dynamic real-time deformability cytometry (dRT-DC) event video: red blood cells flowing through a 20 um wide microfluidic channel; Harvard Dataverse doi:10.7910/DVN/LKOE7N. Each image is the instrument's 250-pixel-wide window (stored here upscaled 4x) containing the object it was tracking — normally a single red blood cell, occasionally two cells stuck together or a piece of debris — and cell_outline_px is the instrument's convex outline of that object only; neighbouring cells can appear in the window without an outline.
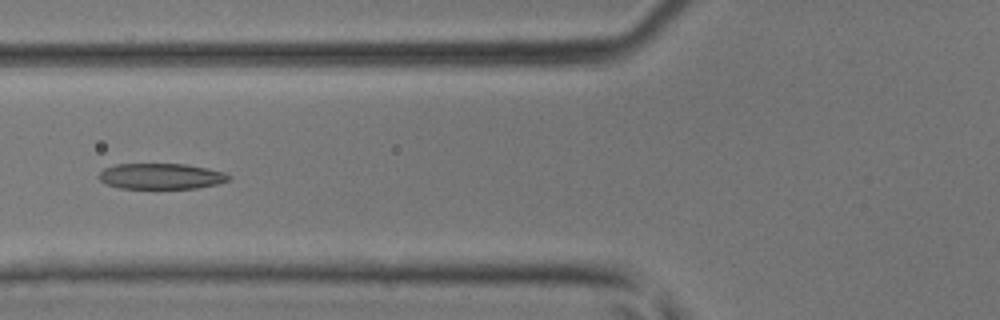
{"species": "common noctule bat (a hibernating species)", "species_latin": "Nyctalus noctula", "temperature_condition": "room temperature", "stored_images_in_passage": 37, "camera_frame_rate_fps": 3000, "um_per_image_px": 0.085, "animal": {"sex": "male", "body_mass_g": 17.9, "forearm_length_mm": 54.2}, "frame": {"image": 1, "passage_image": 14, "time_ms": 4.333, "image_size_px": [1000, 320], "cell_outline_px": [[232, 176], [228, 180], [216, 184], [196, 188], [120, 188], [108, 184], [100, 180], [96, 176], [104, 168], [116, 164], [184, 164], [208, 168], [224, 172]], "centroid_in_image_um": [13.68, 14.97], "position_along_channel_um": 112.1, "area_um2": 19.42}}
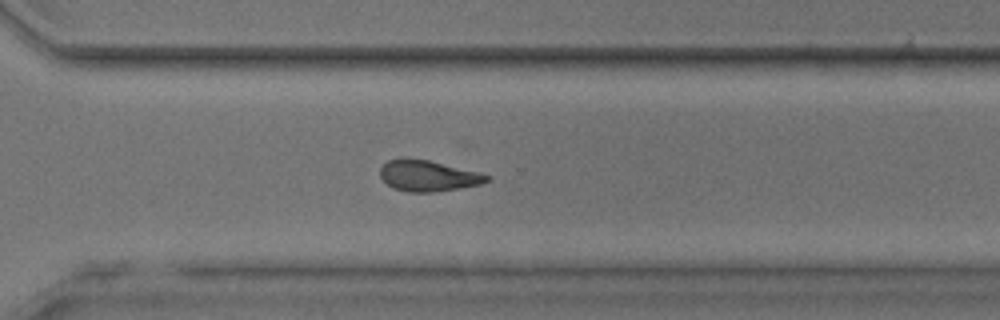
{"frame": {"image": 2, "passage_image": 29, "time_ms": 9.333, "image_size_px": [1000, 320], "cell_outline_px": [[492, 180], [480, 184], [460, 188], [436, 192], [408, 192], [392, 188], [380, 176], [380, 168], [388, 160], [400, 156], [408, 156], [428, 160], [480, 172], [492, 176]], "centroid_in_image_um": [36.39, 14.92], "position_along_channel_um": 334.2, "area_um2": 19.71}}
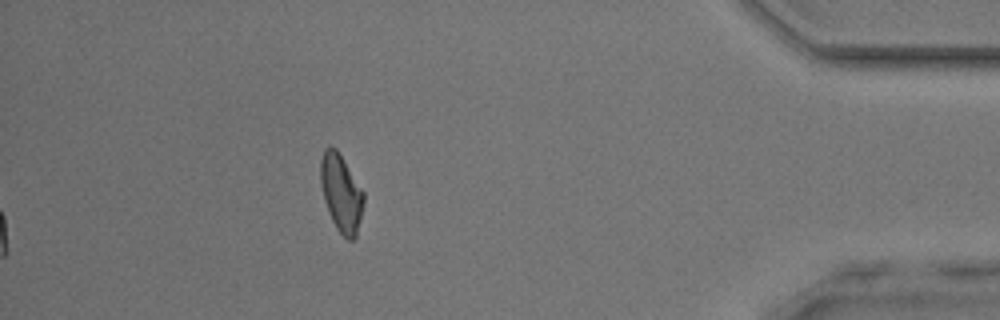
{"frame": {"image": 3, "passage_image": 37, "time_ms": 12.0, "image_size_px": [1000, 320], "cell_outline_px": [[364, 204], [356, 236], [352, 240], [348, 240], [336, 228], [328, 212], [324, 200], [320, 184], [320, 160], [324, 148], [336, 148], [364, 192]], "centroid_in_image_um": [28.99, 16.42], "position_along_channel_um": 406.2, "area_um2": 19.36}}